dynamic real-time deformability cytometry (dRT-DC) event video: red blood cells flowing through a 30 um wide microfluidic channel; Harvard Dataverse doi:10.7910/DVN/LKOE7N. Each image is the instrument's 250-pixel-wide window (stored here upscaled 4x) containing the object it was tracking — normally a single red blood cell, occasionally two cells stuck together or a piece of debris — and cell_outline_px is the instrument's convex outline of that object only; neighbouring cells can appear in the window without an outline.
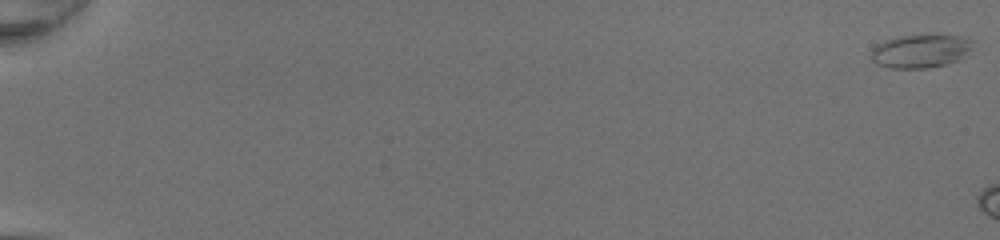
{"species": "common noctule bat (a hibernating species)", "species_latin": "Nyctalus noctula", "temperature_condition": "room temperature", "stored_images_in_passage": 7, "camera_frame_rate_fps": 3000, "um_per_image_px": 0.085, "animal": {"sex": "female", "body_mass_g": 20.0, "forearm_length_mm": 54.0}, "frame": {"image": 1, "passage_image": 1, "time_ms": 0.0, "image_size_px": [1000, 240], "cell_outline_px": [[976, 40], [972, 48], [960, 60], [948, 64], [928, 68], [888, 68], [876, 64], [872, 60], [872, 48], [876, 44], [884, 40], [900, 36], [920, 32], [928, 32], [960, 36]], "centroid_in_image_um": [78.29, 4.29], "position_along_channel_um": 6.7, "area_um2": 20.87}}